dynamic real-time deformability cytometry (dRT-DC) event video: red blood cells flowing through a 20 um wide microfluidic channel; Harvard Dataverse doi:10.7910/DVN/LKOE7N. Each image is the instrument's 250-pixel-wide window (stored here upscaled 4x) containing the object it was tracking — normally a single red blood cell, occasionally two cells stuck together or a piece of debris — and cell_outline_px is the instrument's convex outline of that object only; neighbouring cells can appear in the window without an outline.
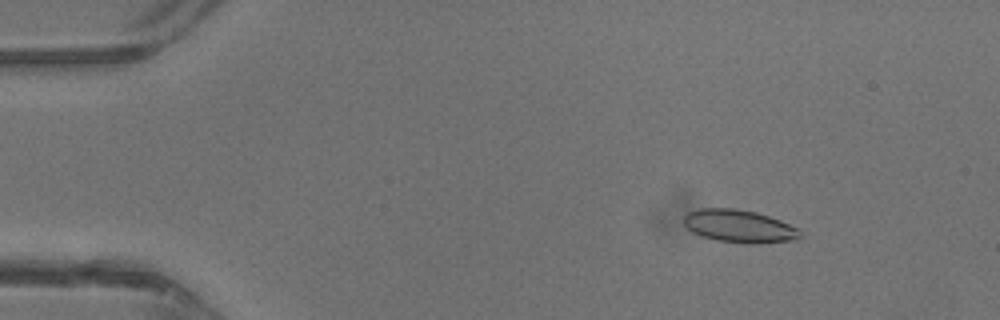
{"species": "common noctule bat (a hibernating species)", "species_latin": "Nyctalus noctula", "temperature_condition": "warm", "stored_images_in_passage": 23, "camera_frame_rate_fps": 3000, "um_per_image_px": 0.085, "animal": {"sex": "male", "body_mass_g": 13.3}, "frame": {"image": 1, "passage_image": 6, "time_ms": 1.667, "image_size_px": [1000, 320], "cell_outline_px": [[804, 236], [796, 240], [760, 244], [744, 244], [716, 240], [692, 232], [684, 224], [684, 216], [688, 212], [700, 208], [736, 208], [756, 212], [780, 220], [800, 228], [804, 232]], "centroid_in_image_um": [62.92, 19.24], "position_along_channel_um": 22.1, "area_um2": 22.66}}